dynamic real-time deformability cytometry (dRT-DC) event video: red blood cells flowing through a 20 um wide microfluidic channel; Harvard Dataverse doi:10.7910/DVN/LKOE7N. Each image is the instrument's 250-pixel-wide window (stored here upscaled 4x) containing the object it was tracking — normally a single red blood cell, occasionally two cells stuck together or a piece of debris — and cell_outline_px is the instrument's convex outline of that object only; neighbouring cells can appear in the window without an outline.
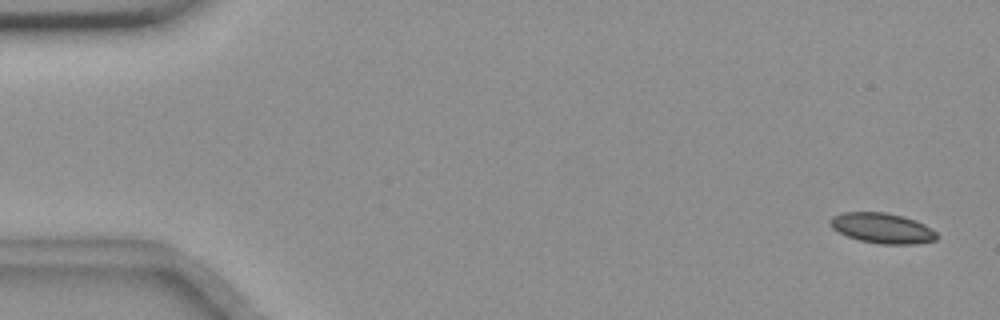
{"species": "common noctule bat (a hibernating species)", "species_latin": "Nyctalus noctula", "temperature_condition": "room temperature", "stored_images_in_passage": 57, "camera_frame_rate_fps": 3000, "um_per_image_px": 0.085, "animal": {"sex": "female", "body_mass_g": 18.4}, "frame": {"image": 1, "passage_image": 3, "time_ms": 0.667, "image_size_px": [1000, 320], "cell_outline_px": [[940, 236], [936, 240], [916, 244], [880, 244], [860, 240], [848, 236], [832, 228], [828, 224], [832, 216], [844, 212], [884, 212], [916, 220], [924, 224], [936, 232]], "centroid_in_image_um": [75.01, 19.39], "position_along_channel_um": 10.0, "area_um2": 18.79}}
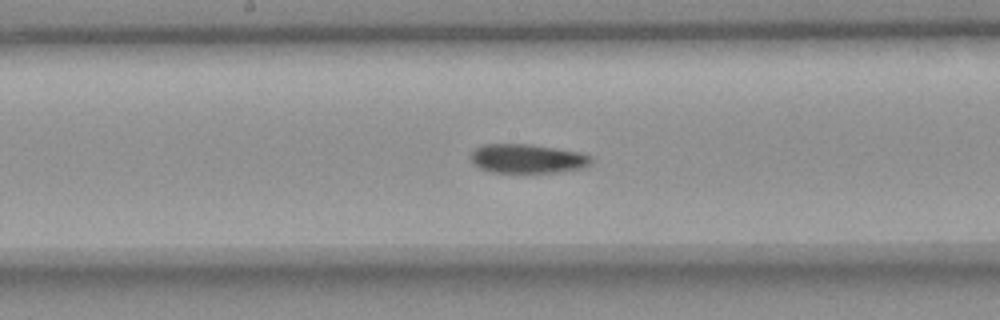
{"frame": {"image": 2, "passage_image": 30, "time_ms": 9.667, "image_size_px": [1000, 320], "cell_outline_px": [[592, 164], [584, 168], [556, 172], [492, 172], [480, 168], [472, 164], [468, 156], [472, 148], [480, 144], [528, 144], [556, 148], [580, 152], [592, 156]], "centroid_in_image_um": [44.78, 13.47], "position_along_channel_um": 203.4, "area_um2": 20.81}}
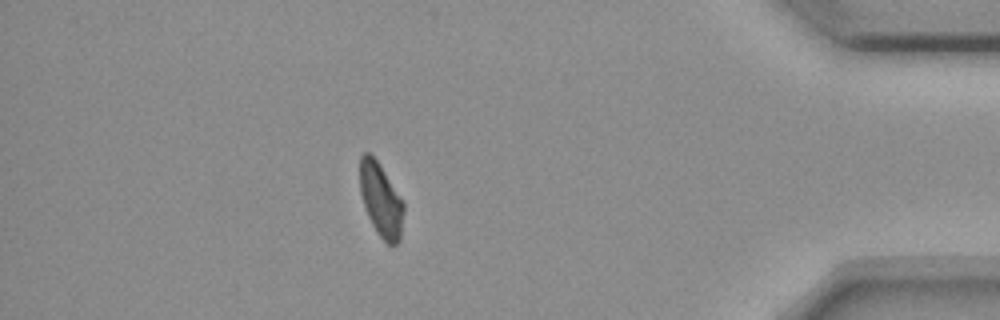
{"frame": {"image": 3, "passage_image": 50, "time_ms": 16.333, "image_size_px": [1000, 320], "cell_outline_px": [[404, 212], [400, 240], [396, 244], [388, 244], [376, 232], [368, 216], [360, 192], [360, 156], [364, 152], [368, 152], [380, 164], [404, 200]], "centroid_in_image_um": [32.4, 16.98], "position_along_channel_um": 402.8, "area_um2": 18.9}, "authors_computed_cell_mechanics": {"area_um2": 20.1144, "velocity_mm_per_s": 3.6444, "shape_relaxation_time_tau1_ms": 7.5283, "shape_relaxation_time_tau2_ms": null, "deformation_change_tau1": 0.1451, "deformation_change_tau2": null}}